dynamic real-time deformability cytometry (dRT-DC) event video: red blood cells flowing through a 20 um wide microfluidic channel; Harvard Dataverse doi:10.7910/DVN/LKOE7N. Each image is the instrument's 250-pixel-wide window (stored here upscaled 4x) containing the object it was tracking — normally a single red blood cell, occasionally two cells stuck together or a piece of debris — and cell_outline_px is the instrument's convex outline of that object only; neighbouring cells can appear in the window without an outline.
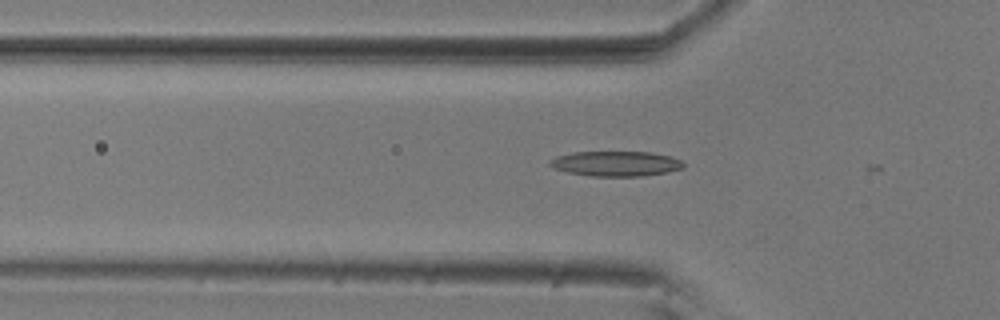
{"species": "common noctule bat (a hibernating species)", "species_latin": "Nyctalus noctula", "temperature_condition": "room temperature", "stored_images_in_passage": 12, "camera_frame_rate_fps": 3000, "um_per_image_px": 0.085, "animal": {"sex": "male", "body_mass_g": 20.5, "forearm_length_mm": 52.5}, "frame": {"image": 1, "passage_image": 10, "time_ms": 3.0, "image_size_px": [1000, 320], "cell_outline_px": [[684, 168], [668, 172], [640, 176], [592, 176], [568, 172], [552, 168], [548, 164], [548, 160], [556, 156], [572, 152], [652, 152], [672, 156], [680, 160], [684, 164]], "centroid_in_image_um": [52.33, 13.9], "position_along_channel_um": 73.5, "area_um2": 19.65}}